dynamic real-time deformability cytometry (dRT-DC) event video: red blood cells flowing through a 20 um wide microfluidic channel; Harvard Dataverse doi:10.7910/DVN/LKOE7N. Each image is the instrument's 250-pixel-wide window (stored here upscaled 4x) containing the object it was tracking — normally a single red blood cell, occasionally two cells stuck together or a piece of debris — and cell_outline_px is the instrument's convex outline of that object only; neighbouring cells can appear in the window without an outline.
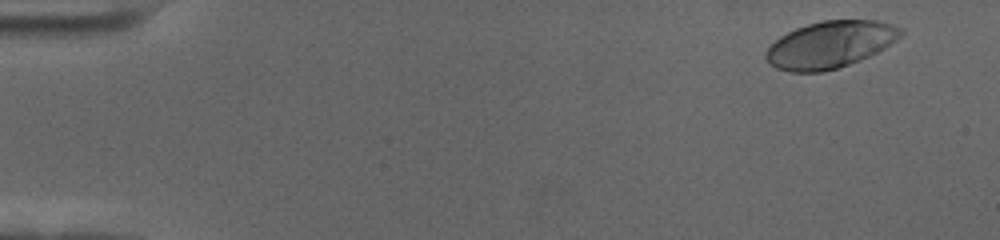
{"species": "human", "species_latin": "Homo sapiens", "temperature_condition": "cold", "stored_images_in_passage": 58, "camera_frame_rate_fps": 3000, "um_per_image_px": 0.085, "donor": {"sex": "female"}, "frame": {"image": 1, "passage_image": 4, "time_ms": 1.0, "image_size_px": [1000, 240], "cell_outline_px": [[904, 32], [896, 40], [884, 48], [860, 60], [824, 72], [792, 72], [776, 68], [768, 64], [764, 56], [764, 52], [780, 36], [796, 28], [808, 24], [824, 20], [880, 20], [904, 28]], "centroid_in_image_um": [70.56, 3.79], "position_along_channel_um": 14.4, "area_um2": 36.88}}
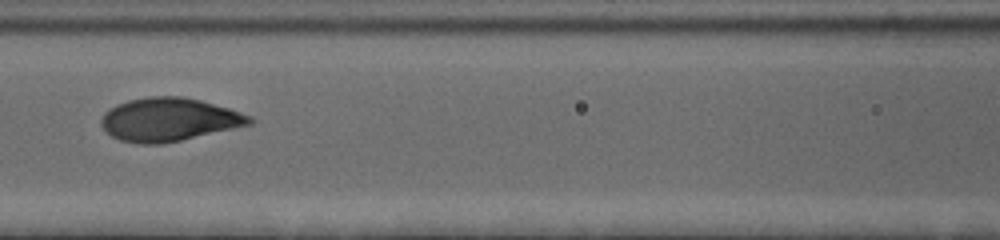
{"frame": {"image": 2, "passage_image": 27, "time_ms": 8.667, "image_size_px": [1000, 240], "cell_outline_px": [[256, 120], [252, 124], [180, 140], [160, 144], [140, 144], [120, 140], [112, 136], [100, 124], [100, 120], [104, 112], [116, 104], [128, 100], [148, 96], [180, 96], [200, 100], [228, 108], [252, 116]], "centroid_in_image_um": [14.35, 10.15], "position_along_channel_um": 152.2, "area_um2": 37.34}}
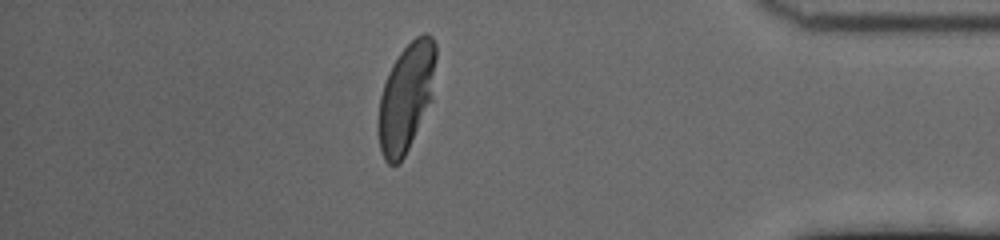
{"frame": {"image": 3, "passage_image": 51, "time_ms": 16.667, "image_size_px": [1000, 240], "cell_outline_px": [[436, 56], [432, 100], [404, 156], [396, 164], [388, 164], [384, 160], [380, 148], [376, 124], [380, 96], [388, 72], [392, 64], [400, 52], [416, 36], [424, 32], [428, 32], [432, 36], [436, 44]], "centroid_in_image_um": [34.51, 8.24], "position_along_channel_um": 400.7, "area_um2": 36.47}, "authors_computed_cell_mechanics": {"area_um2": 36.9053, "velocity_mm_per_s": 3.5168, "shape_relaxation_time_tau1_ms": 3.3524, "shape_relaxation_time_tau2_ms": null, "deformation_change_tau1": 0.1905, "deformation_change_tau2": null}}